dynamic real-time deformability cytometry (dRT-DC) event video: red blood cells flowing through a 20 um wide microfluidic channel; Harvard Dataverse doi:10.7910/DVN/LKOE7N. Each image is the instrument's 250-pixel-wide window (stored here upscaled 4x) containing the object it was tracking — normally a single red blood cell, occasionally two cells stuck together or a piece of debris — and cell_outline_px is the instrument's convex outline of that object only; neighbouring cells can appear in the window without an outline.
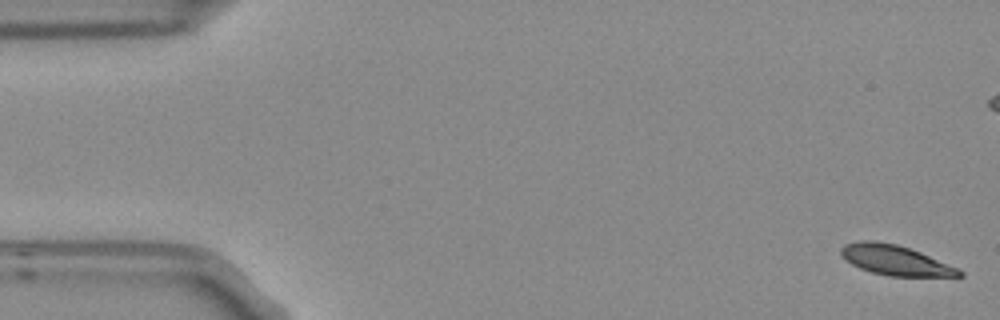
{"species": "Egyptian fruit bat (a non-hibernating species)", "species_latin": "Rousettus aegyptiacus", "temperature_condition": "room temperature", "stored_images_in_passage": 5, "camera_frame_rate_fps": 3000, "um_per_image_px": 0.085, "frame": {"image": 1, "passage_image": 1, "time_ms": 0.0, "image_size_px": [1000, 320], "cell_outline_px": [[964, 276], [888, 276], [872, 272], [860, 268], [844, 260], [840, 256], [840, 248], [844, 244], [860, 240], [872, 240], [896, 244], [920, 252], [960, 268], [964, 272]], "centroid_in_image_um": [76.08, 22.11], "position_along_channel_um": 8.9, "area_um2": 20.81}}
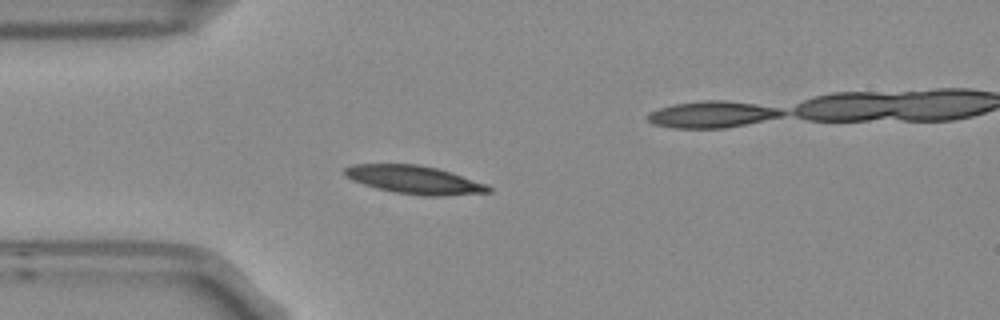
{"frame": {"image": 2, "passage_image": 4, "time_ms": 1.0, "image_size_px": [1000, 320], "cell_outline_px": [[492, 192], [444, 196], [424, 196], [396, 192], [376, 188], [352, 180], [344, 176], [344, 168], [352, 164], [420, 164], [440, 168], [488, 184], [492, 188]], "centroid_in_image_um": [35.27, 15.27], "position_along_channel_um": 49.7, "area_um2": 23.93}}